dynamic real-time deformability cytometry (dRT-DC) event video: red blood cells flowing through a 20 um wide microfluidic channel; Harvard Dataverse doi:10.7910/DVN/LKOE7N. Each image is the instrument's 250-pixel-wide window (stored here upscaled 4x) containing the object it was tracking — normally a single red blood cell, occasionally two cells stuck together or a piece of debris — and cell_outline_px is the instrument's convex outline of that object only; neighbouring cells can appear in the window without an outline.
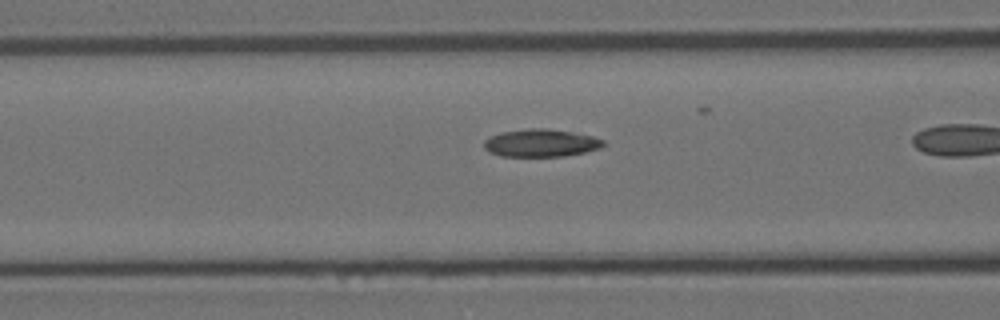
{"species": "Egyptian fruit bat (a non-hibernating species)", "species_latin": "Rousettus aegyptiacus", "temperature_condition": "room temperature", "stored_images_in_passage": 35, "camera_frame_rate_fps": 3000, "um_per_image_px": 0.085, "animal": {"sex": "female"}, "frame": {"image": 1, "passage_image": 14, "time_ms": 4.333, "image_size_px": [1000, 320], "cell_outline_px": [[608, 144], [600, 148], [584, 152], [564, 156], [500, 156], [488, 152], [484, 148], [484, 140], [500, 132], [528, 128], [548, 128], [572, 132], [592, 136], [604, 140]], "centroid_in_image_um": [45.98, 12.15], "position_along_channel_um": 120.6, "area_um2": 19.36}}
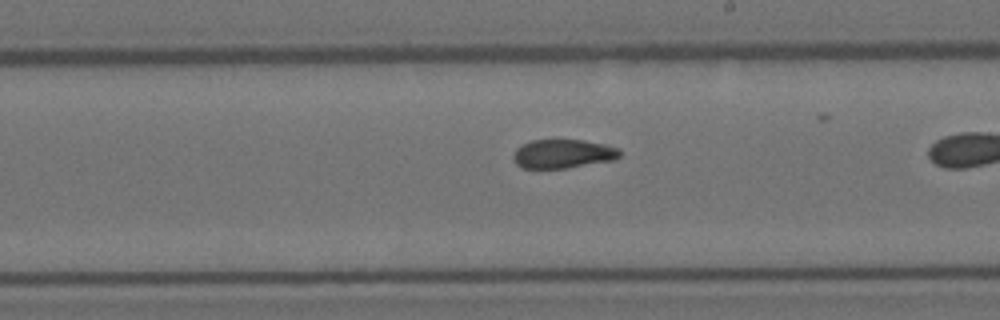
{"frame": {"image": 2, "passage_image": 24, "time_ms": 7.667, "image_size_px": [1000, 320], "cell_outline_px": [[620, 156], [616, 160], [568, 168], [520, 168], [512, 160], [512, 156], [516, 148], [532, 140], [556, 136], [584, 140], [604, 144], [620, 148]], "centroid_in_image_um": [47.84, 13.03], "position_along_channel_um": 241.2, "area_um2": 18.9}}
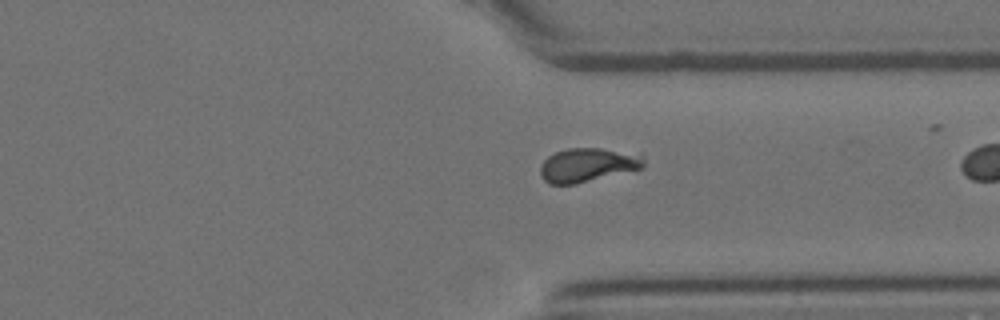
{"frame": {"image": 3, "passage_image": 34, "time_ms": 11.0, "image_size_px": [1000, 320], "cell_outline_px": [[644, 168], [576, 184], [548, 184], [540, 176], [540, 164], [548, 156], [556, 152], [568, 148], [600, 148], [644, 156]], "centroid_in_image_um": [49.91, 14.04], "position_along_channel_um": 361.5, "area_um2": 20.4}}